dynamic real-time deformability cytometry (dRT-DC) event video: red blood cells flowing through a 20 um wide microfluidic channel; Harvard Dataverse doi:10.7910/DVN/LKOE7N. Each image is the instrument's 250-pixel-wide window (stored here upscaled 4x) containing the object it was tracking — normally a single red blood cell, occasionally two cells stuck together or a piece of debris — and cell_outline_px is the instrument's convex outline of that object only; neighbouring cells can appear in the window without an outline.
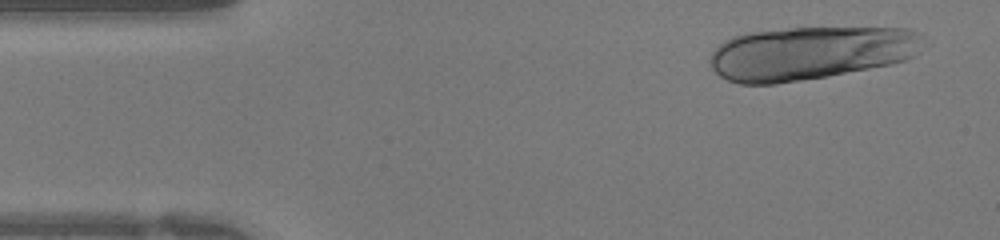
{"species": "human", "species_latin": "Homo sapiens", "temperature_condition": "warm", "stored_images_in_passage": 11, "camera_frame_rate_fps": 3000, "um_per_image_px": 0.085, "donor": {"sex": "female"}, "frame": {"image": 1, "passage_image": 3, "time_ms": 0.667, "image_size_px": [1000, 240], "cell_outline_px": [[916, 32], [912, 56], [904, 60], [888, 64], [828, 76], [776, 84], [740, 84], [728, 80], [720, 76], [712, 68], [712, 52], [720, 44], [732, 36], [748, 32], [792, 28], [908, 28]], "centroid_in_image_um": [68.72, 4.52], "position_along_channel_um": 16.3, "area_um2": 64.91}}